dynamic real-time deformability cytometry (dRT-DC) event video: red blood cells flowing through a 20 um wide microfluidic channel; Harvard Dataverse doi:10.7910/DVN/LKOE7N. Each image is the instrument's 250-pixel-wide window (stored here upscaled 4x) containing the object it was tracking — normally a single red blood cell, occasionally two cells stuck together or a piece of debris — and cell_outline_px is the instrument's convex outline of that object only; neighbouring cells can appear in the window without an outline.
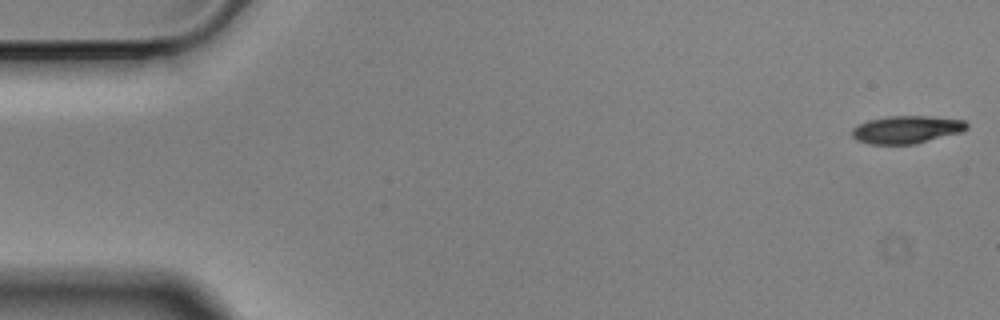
{"species": "Egyptian fruit bat (a non-hibernating species)", "species_latin": "Rousettus aegyptiacus", "temperature_condition": "cold", "stored_images_in_passage": 57, "camera_frame_rate_fps": 3000, "um_per_image_px": 0.085, "animal": {"sex": "male"}, "frame": {"image": 1, "passage_image": 1, "time_ms": 0.0, "image_size_px": [1000, 320], "cell_outline_px": [[968, 128], [960, 132], [916, 144], [868, 144], [856, 140], [852, 136], [852, 128], [868, 120], [888, 116], [928, 116], [964, 120], [968, 124]], "centroid_in_image_um": [77.04, 11.01], "position_along_channel_um": 8.0, "area_um2": 18.5}}
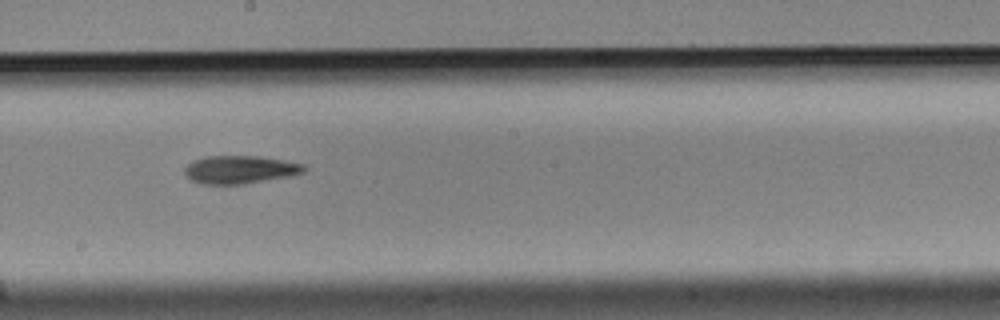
{"frame": {"image": 2, "passage_image": 31, "time_ms": 10.0, "image_size_px": [1000, 320], "cell_outline_px": [[308, 168], [304, 172], [288, 176], [244, 184], [200, 184], [192, 180], [184, 172], [184, 168], [188, 164], [196, 160], [208, 156], [256, 156], [284, 160], [304, 164]], "centroid_in_image_um": [20.42, 14.42], "position_along_channel_um": 227.8, "area_um2": 19.31}}
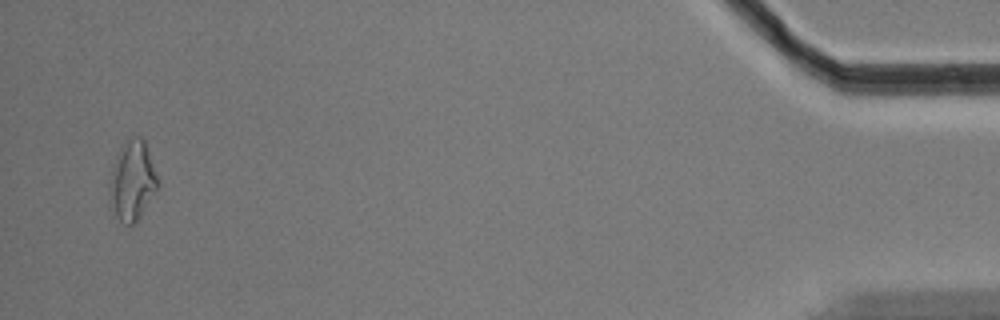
{"frame": {"image": 3, "passage_image": 55, "time_ms": 18.0, "image_size_px": [1000, 320], "cell_outline_px": [[160, 184], [136, 220], [132, 224], [124, 224], [120, 220], [108, 196], [108, 184], [112, 164], [120, 148], [128, 136], [140, 136], [144, 140]], "centroid_in_image_um": [11.22, 15.29], "position_along_channel_um": 424.0, "area_um2": 22.08}, "authors_computed_cell_mechanics": {"area_um2": 19.1318, "velocity_mm_per_s": 3.5075, "shape_relaxation_time_tau1_ms": 4.9788, "shape_relaxation_time_tau2_ms": 9.3799, "deformation_change_tau1": 0.1447, "deformation_change_tau2": 0.1855}}